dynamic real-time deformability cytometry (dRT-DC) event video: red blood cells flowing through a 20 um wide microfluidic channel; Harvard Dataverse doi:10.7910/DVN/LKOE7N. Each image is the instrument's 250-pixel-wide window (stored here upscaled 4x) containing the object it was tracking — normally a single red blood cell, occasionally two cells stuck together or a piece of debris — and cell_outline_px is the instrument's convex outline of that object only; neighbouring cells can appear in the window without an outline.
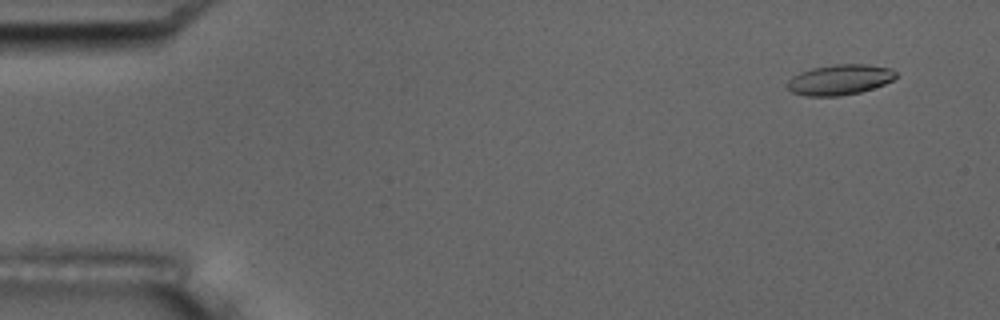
{"species": "common noctule bat (a hibernating species)", "species_latin": "Nyctalus noctula", "temperature_condition": "room temperature", "stored_images_in_passage": 7, "camera_frame_rate_fps": 3000, "um_per_image_px": 0.085, "animal": {"sex": "male", "body_mass_g": 17.5, "forearm_length_mm": 52.3}, "frame": {"image": 1, "passage_image": 1, "time_ms": 0.0, "image_size_px": [1000, 320], "cell_outline_px": [[896, 76], [892, 80], [884, 84], [860, 92], [840, 96], [808, 96], [792, 92], [788, 88], [788, 80], [792, 76], [800, 72], [812, 68], [836, 64], [868, 64], [892, 68], [896, 72]], "centroid_in_image_um": [71.38, 6.77], "position_along_channel_um": 13.6, "area_um2": 19.19}}
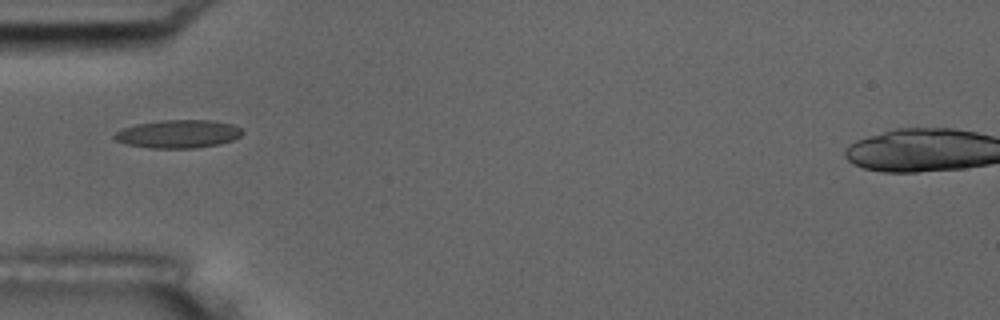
{"frame": {"image": 2, "passage_image": 5, "time_ms": 4.667, "image_size_px": [1000, 320], "cell_outline_px": [[244, 132], [240, 136], [232, 140], [220, 144], [196, 148], [148, 148], [128, 144], [116, 140], [112, 136], [120, 128], [136, 124], [160, 120], [212, 120], [232, 124], [240, 128]], "centroid_in_image_um": [15.14, 11.38], "position_along_channel_um": 69.9, "area_um2": 21.1}}